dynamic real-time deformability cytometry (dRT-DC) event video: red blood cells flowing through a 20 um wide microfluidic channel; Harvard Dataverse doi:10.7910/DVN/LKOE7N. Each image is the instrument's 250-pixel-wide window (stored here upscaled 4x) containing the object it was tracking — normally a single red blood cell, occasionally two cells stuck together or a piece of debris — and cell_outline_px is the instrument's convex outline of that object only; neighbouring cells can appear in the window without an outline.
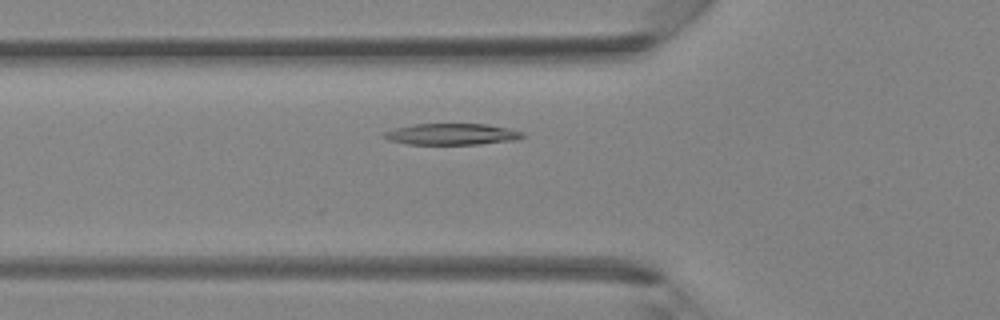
{"species": "Egyptian fruit bat (a non-hibernating species)", "species_latin": "Rousettus aegyptiacus", "temperature_condition": "room temperature", "stored_images_in_passage": 33, "camera_frame_rate_fps": 3000, "um_per_image_px": 0.085, "animal": {"sex": "female"}, "frame": {"image": 1, "passage_image": 5, "time_ms": 1.333, "image_size_px": [1000, 320], "cell_outline_px": [[524, 136], [516, 140], [480, 144], [408, 144], [388, 140], [380, 136], [384, 132], [396, 128], [412, 124], [484, 124], [524, 132]], "centroid_in_image_um": [38.35, 11.41], "position_along_channel_um": 87.4, "area_um2": 17.11}}
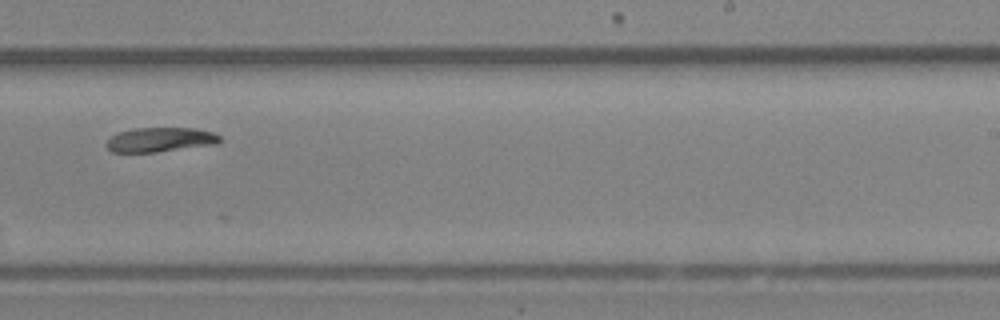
{"frame": {"image": 2, "passage_image": 17, "time_ms": 5.333, "image_size_px": [1000, 320], "cell_outline_px": [[220, 140], [216, 144], [156, 152], [112, 152], [104, 144], [112, 136], [120, 132], [132, 128], [196, 128], [212, 132], [220, 136]], "centroid_in_image_um": [13.61, 11.87], "position_along_channel_um": 275.4, "area_um2": 16.07}}
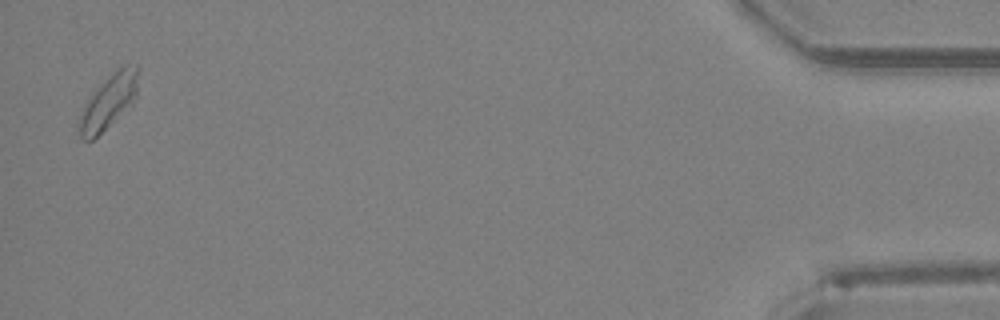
{"frame": {"image": 3, "passage_image": 32, "time_ms": 10.333, "image_size_px": [1000, 320], "cell_outline_px": [[140, 68], [136, 96], [132, 104], [92, 140], [84, 140], [80, 136], [76, 124], [84, 104], [92, 92], [116, 68], [124, 64], [140, 64]], "centroid_in_image_um": [9.24, 8.58], "position_along_channel_um": 426.0, "area_um2": 19.02}}